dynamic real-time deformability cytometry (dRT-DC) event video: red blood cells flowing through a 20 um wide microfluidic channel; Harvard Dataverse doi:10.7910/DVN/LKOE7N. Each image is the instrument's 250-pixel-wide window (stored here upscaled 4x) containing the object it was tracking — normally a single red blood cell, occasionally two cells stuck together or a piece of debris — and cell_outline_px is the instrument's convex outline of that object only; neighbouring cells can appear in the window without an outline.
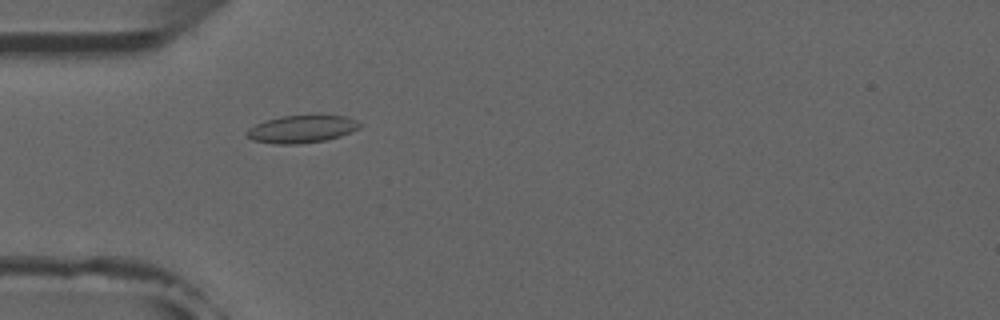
{"species": "common noctule bat (a hibernating species)", "species_latin": "Nyctalus noctula", "temperature_condition": "room temperature", "stored_images_in_passage": 52, "camera_frame_rate_fps": 3000, "um_per_image_px": 0.085, "animal": {"sex": "male", "forearm_length_mm": 52.5}, "frame": {"image": 1, "passage_image": 16, "time_ms": 5.0, "image_size_px": [1000, 320], "cell_outline_px": [[360, 128], [340, 136], [324, 140], [296, 144], [276, 144], [252, 140], [244, 132], [248, 128], [264, 120], [280, 116], [316, 112], [320, 112], [344, 116], [356, 120], [360, 124]], "centroid_in_image_um": [25.65, 10.91], "position_along_channel_um": 59.3, "area_um2": 18.9}}
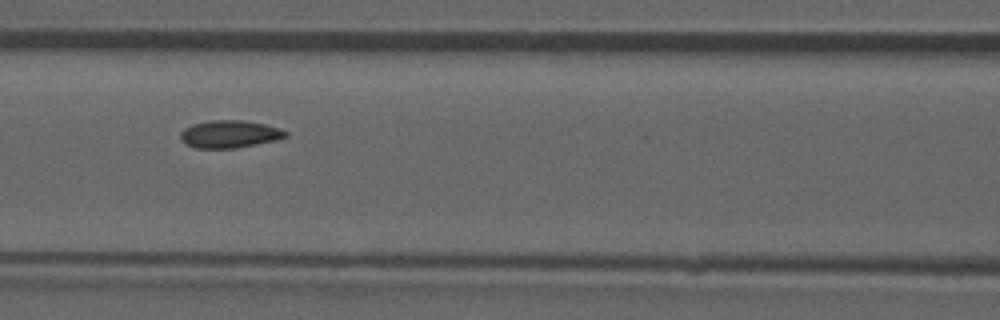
{"frame": {"image": 2, "passage_image": 23, "time_ms": 7.333, "image_size_px": [1000, 320], "cell_outline_px": [[288, 136], [280, 140], [236, 148], [196, 148], [188, 144], [180, 136], [180, 132], [184, 128], [192, 124], [208, 120], [244, 120], [264, 124], [280, 128], [288, 132]], "centroid_in_image_um": [19.57, 11.39], "position_along_channel_um": 147.0, "area_um2": 16.99}, "authors_computed_cell_mechanics": {"area_um2": 16.9354, "velocity_mm_per_s": 3.9046, "shape_relaxation_time_tau1_ms": null, "shape_relaxation_time_tau2_ms": 2.2125, "deformation_change_tau1": null, "deformation_change_tau2": 0.0473}}